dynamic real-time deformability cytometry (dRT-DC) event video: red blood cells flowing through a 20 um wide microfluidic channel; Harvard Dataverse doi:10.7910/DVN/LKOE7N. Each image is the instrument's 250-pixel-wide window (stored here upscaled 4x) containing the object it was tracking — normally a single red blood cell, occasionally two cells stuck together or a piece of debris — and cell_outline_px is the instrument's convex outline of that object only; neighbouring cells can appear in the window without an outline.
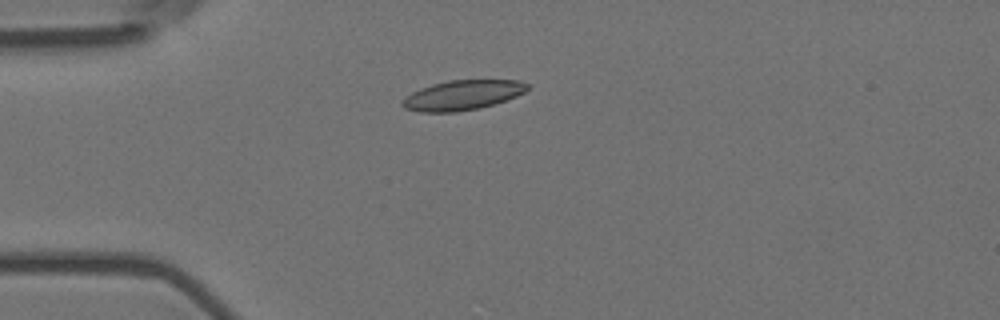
{"species": "Egyptian fruit bat (a non-hibernating species)", "species_latin": "Rousettus aegyptiacus", "temperature_condition": "room temperature", "stored_images_in_passage": 7, "camera_frame_rate_fps": 3000, "um_per_image_px": 0.085, "animal": {"sex": "female"}, "frame": {"image": 1, "passage_image": 1, "time_ms": 0.0, "image_size_px": [1000, 320], "cell_outline_px": [[528, 88], [524, 92], [516, 96], [480, 108], [456, 112], [420, 112], [404, 108], [400, 104], [400, 100], [404, 96], [420, 88], [432, 84], [448, 80], [520, 80], [528, 84]], "centroid_in_image_um": [39.24, 8.09], "position_along_channel_um": 45.8, "area_um2": 21.79}}
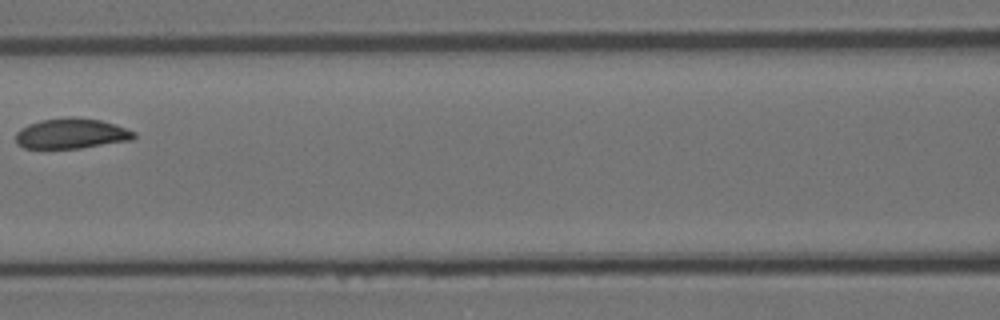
{"frame": {"image": 2, "passage_image": 4, "time_ms": 1.0, "image_size_px": [1000, 320], "cell_outline_px": [[136, 136], [132, 140], [80, 148], [24, 148], [16, 144], [16, 132], [20, 128], [28, 124], [40, 120], [68, 116], [72, 116], [100, 120], [116, 124], [136, 132]], "centroid_in_image_um": [6.06, 11.34], "position_along_channel_um": 160.5, "area_um2": 21.1}}
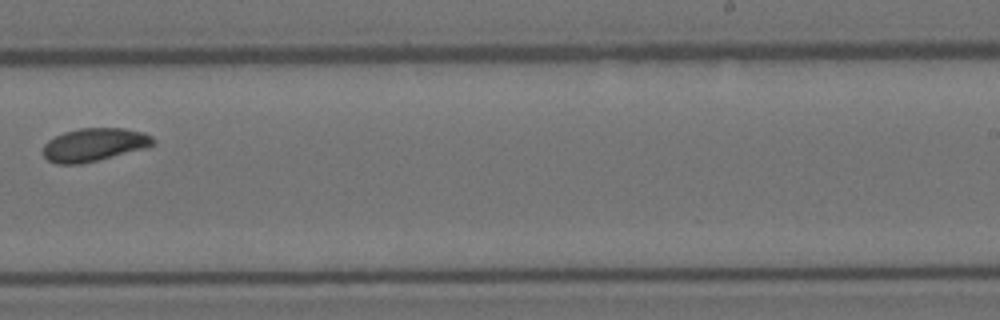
{"frame": {"image": 3, "passage_image": 7, "time_ms": 2.0, "image_size_px": [1000, 320], "cell_outline_px": [[156, 144], [148, 148], [80, 164], [56, 164], [48, 160], [44, 156], [44, 144], [48, 140], [64, 132], [80, 128], [124, 128], [144, 132], [152, 136]], "centroid_in_image_um": [8.04, 12.3], "position_along_channel_um": 281.0, "area_um2": 21.33}}